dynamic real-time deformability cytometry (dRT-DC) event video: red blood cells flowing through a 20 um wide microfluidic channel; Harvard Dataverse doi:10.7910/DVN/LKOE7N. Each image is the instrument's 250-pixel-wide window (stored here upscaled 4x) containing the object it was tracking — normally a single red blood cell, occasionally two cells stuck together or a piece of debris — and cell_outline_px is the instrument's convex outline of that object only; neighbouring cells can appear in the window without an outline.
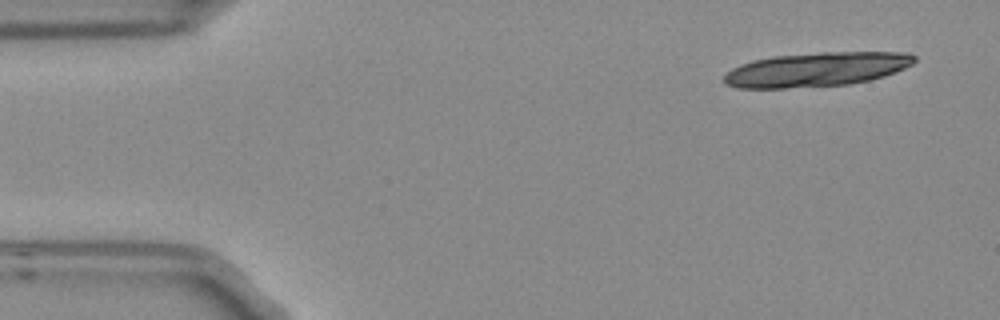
{"species": "Egyptian fruit bat (a non-hibernating species)", "species_latin": "Rousettus aegyptiacus", "temperature_condition": "room temperature", "stored_images_in_passage": 5, "camera_frame_rate_fps": 3000, "um_per_image_px": 0.085, "frame": {"image": 1, "passage_image": 1, "time_ms": 0.0, "image_size_px": [1000, 320], "cell_outline_px": [[916, 60], [912, 64], [904, 68], [884, 76], [868, 80], [848, 84], [784, 88], [736, 88], [724, 84], [724, 76], [732, 68], [740, 64], [752, 60], [772, 56], [820, 52], [908, 52], [916, 56]], "centroid_in_image_um": [69.38, 5.89], "position_along_channel_um": 15.6, "area_um2": 37.97}}